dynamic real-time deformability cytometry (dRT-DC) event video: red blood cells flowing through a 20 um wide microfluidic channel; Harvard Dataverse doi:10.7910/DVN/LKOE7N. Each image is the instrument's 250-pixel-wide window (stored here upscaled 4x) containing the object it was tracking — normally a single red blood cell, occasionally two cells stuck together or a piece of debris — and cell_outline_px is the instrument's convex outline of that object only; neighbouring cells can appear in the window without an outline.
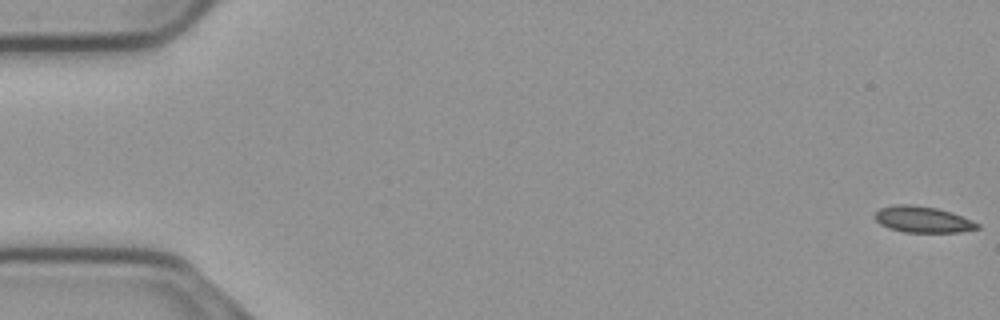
{"species": "common noctule bat (a hibernating species)", "species_latin": "Nyctalus noctula", "temperature_condition": "cold", "stored_images_in_passage": 57, "segment_of_instrument_passage": [1, 2], "camera_frame_rate_fps": 3000, "um_per_image_px": 0.085, "animal": {"sex": "male", "body_mass_g": 23.1, "forearm_length_mm": 52.7}, "frame": {"image": 1, "passage_image": 1, "time_ms": 0.0, "image_size_px": [1000, 320], "cell_outline_px": [[980, 228], [960, 232], [904, 232], [888, 228], [880, 224], [872, 216], [880, 208], [896, 204], [912, 204], [936, 208], [952, 212], [972, 220], [980, 224]], "centroid_in_image_um": [78.42, 18.65], "position_along_channel_um": 6.6, "area_um2": 15.78}}
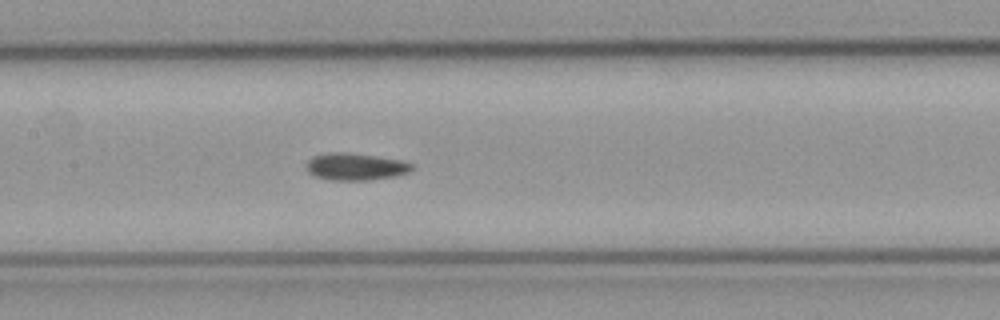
{"frame": {"image": 2, "passage_image": 27, "time_ms": 8.667, "image_size_px": [1000, 320], "cell_outline_px": [[412, 168], [408, 172], [396, 176], [368, 180], [328, 180], [312, 176], [304, 168], [308, 160], [312, 156], [332, 152], [344, 152], [404, 160], [412, 164]], "centroid_in_image_um": [30.16, 14.17], "position_along_channel_um": 177.2, "area_um2": 16.82}}
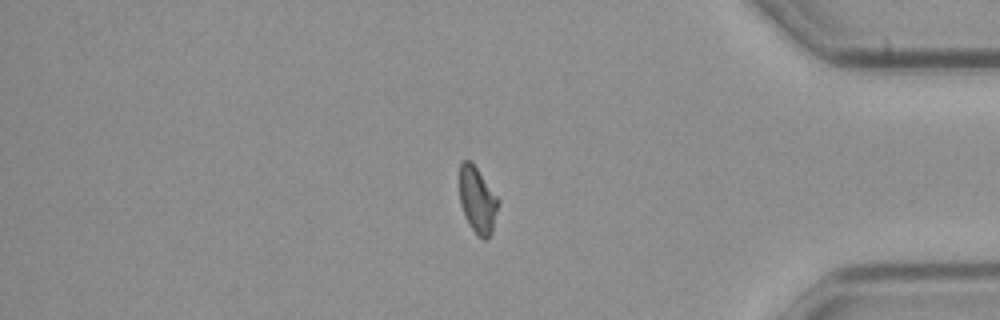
{"frame": {"image": 3, "passage_image": 47, "time_ms": 15.333, "image_size_px": [1000, 320], "cell_outline_px": [[500, 200], [492, 232], [488, 240], [484, 240], [468, 224], [460, 204], [460, 164], [464, 160], [472, 160]], "centroid_in_image_um": [40.6, 16.99], "position_along_channel_um": 394.6, "area_um2": 15.09}}